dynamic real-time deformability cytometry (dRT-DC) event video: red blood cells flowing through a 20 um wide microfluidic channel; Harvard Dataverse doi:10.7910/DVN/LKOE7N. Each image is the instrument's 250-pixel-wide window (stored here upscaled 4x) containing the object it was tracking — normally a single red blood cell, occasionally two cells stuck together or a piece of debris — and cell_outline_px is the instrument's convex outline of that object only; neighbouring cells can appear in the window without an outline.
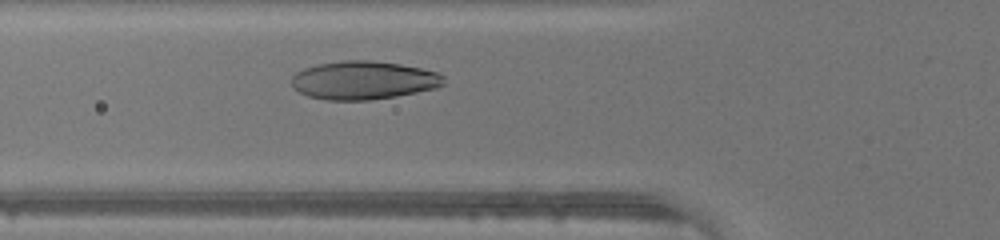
{"species": "human", "species_latin": "Homo sapiens", "temperature_condition": "warm", "stored_images_in_passage": 28, "camera_frame_rate_fps": 3000, "um_per_image_px": 0.085, "donor": {"sex": "male"}, "frame": {"image": 1, "passage_image": 8, "time_ms": 2.333, "image_size_px": [1000, 240], "cell_outline_px": [[444, 84], [436, 88], [396, 96], [372, 100], [324, 100], [308, 96], [292, 88], [292, 76], [296, 72], [304, 68], [320, 64], [348, 60], [372, 60], [400, 64], [420, 68], [436, 72], [444, 76]], "centroid_in_image_um": [30.89, 6.83], "position_along_channel_um": 94.9, "area_um2": 33.99}}
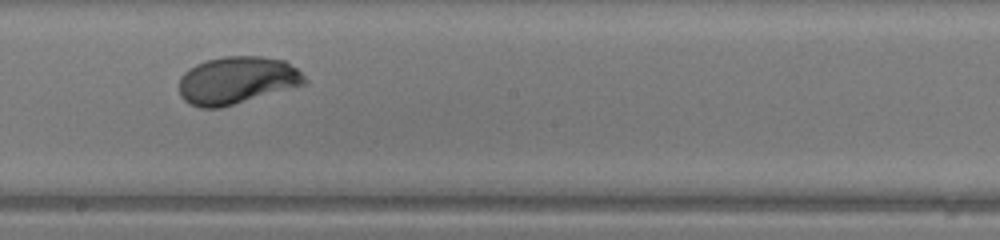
{"frame": {"image": 2, "passage_image": 17, "time_ms": 5.333, "image_size_px": [1000, 240], "cell_outline_px": [[308, 84], [220, 108], [200, 108], [188, 104], [180, 96], [180, 76], [184, 72], [196, 64], [208, 60], [224, 56], [260, 56], [284, 60], [296, 68], [308, 80]], "centroid_in_image_um": [20.15, 6.84], "position_along_channel_um": 228.1, "area_um2": 34.91}}
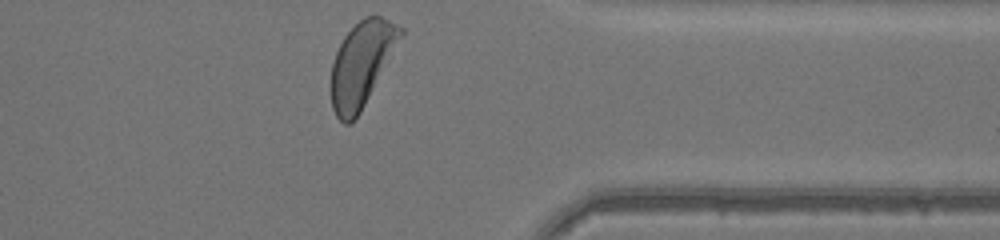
{"frame": {"image": 3, "passage_image": 28, "time_ms": 9.0, "image_size_px": [1000, 240], "cell_outline_px": [[404, 32], [360, 112], [352, 124], [344, 124], [336, 116], [332, 108], [332, 60], [344, 36], [364, 16], [380, 16], [404, 28]], "centroid_in_image_um": [30.72, 5.44], "position_along_channel_um": 380.7, "area_um2": 33.47}}